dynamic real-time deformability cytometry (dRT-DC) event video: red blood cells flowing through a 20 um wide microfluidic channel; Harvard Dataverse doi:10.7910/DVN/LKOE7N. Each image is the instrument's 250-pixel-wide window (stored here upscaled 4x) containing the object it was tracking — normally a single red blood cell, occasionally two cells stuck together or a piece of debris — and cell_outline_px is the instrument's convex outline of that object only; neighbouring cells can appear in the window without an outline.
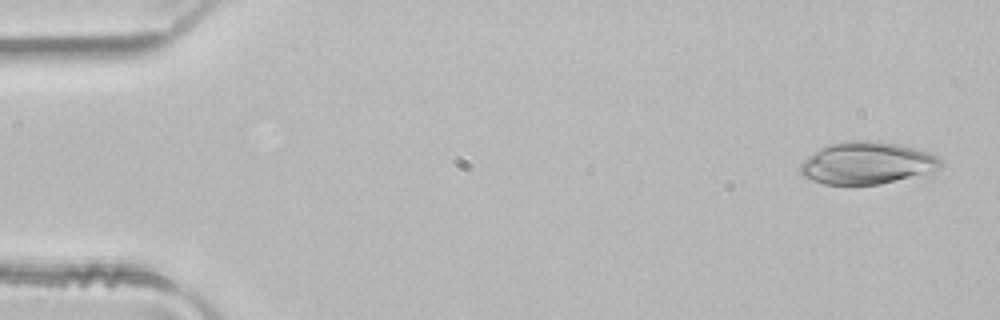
{"species": "common noctule bat (a hibernating species)", "species_latin": "Nyctalus noctula", "temperature_condition": "room temperature", "stored_images_in_passage": 4, "camera_frame_rate_fps": 3000, "um_per_image_px": 0.085, "animal": {"sex": "male", "body_mass_g": 21.5, "forearm_length_mm": 52.0}, "frame": {"image": 1, "passage_image": 1, "time_ms": 0.0, "image_size_px": [1000, 320], "cell_outline_px": [[944, 164], [932, 180], [880, 184], [824, 184], [812, 180], [804, 176], [800, 172], [800, 164], [812, 152], [828, 144], [844, 140], [880, 140], [920, 148], [944, 160]], "centroid_in_image_um": [73.94, 13.89], "position_along_channel_um": 11.1, "area_um2": 36.88}}
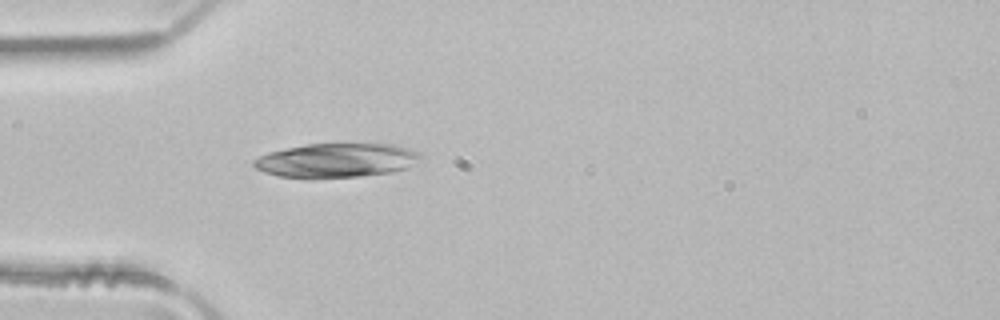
{"frame": {"image": 2, "passage_image": 4, "time_ms": 1.0, "image_size_px": [1000, 320], "cell_outline_px": [[424, 156], [420, 160], [404, 168], [392, 172], [360, 176], [280, 176], [264, 172], [256, 168], [252, 164], [252, 160], [268, 152], [304, 144], [392, 144], [408, 148], [420, 152]], "centroid_in_image_um": [28.62, 13.6], "position_along_channel_um": 56.4, "area_um2": 32.54}}